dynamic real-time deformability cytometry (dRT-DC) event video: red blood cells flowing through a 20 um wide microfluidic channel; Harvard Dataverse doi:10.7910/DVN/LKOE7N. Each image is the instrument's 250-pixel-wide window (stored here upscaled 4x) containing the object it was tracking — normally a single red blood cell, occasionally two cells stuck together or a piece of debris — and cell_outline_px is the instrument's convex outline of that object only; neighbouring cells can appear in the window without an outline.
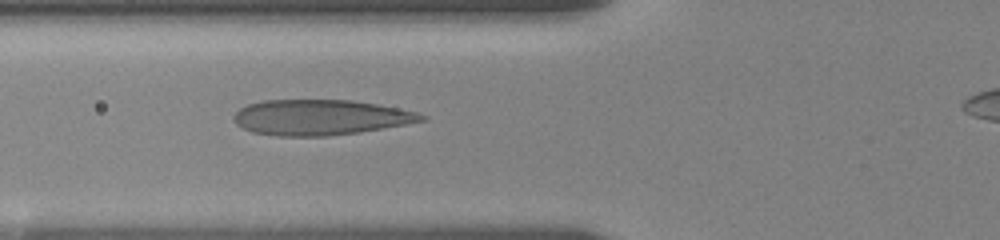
{"species": "human", "species_latin": "Homo sapiens", "temperature_condition": "room temperature", "stored_images_in_passage": 3, "camera_frame_rate_fps": 3000, "um_per_image_px": 0.085, "donor": {"sex": "female"}, "frame": {"image": 1, "passage_image": 3, "time_ms": 1.0, "image_size_px": [1000, 240], "cell_outline_px": [[428, 120], [360, 132], [324, 136], [276, 136], [252, 132], [236, 124], [232, 120], [232, 116], [240, 108], [248, 104], [264, 100], [352, 100], [376, 104], [416, 112], [428, 116]], "centroid_in_image_um": [27.2, 9.98], "position_along_channel_um": 98.6, "area_um2": 38.73}}